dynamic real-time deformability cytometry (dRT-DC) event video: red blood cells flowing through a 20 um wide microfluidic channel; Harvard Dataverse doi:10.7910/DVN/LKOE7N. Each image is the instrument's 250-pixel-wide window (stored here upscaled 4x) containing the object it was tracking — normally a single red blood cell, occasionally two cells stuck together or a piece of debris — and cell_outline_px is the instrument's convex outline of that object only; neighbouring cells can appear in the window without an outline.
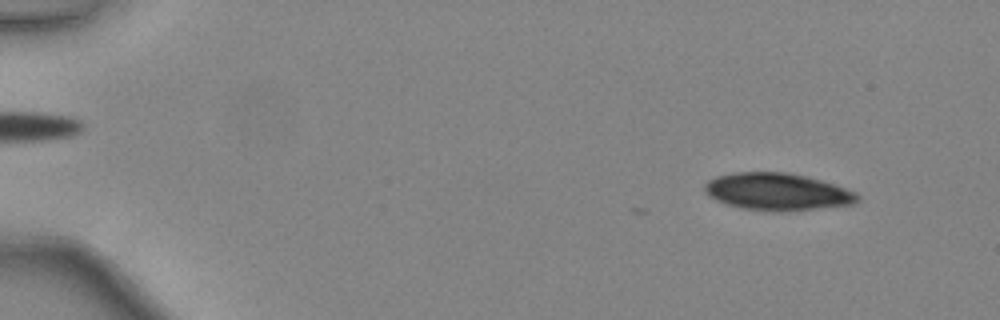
{"species": "common noctule bat (a hibernating species)", "species_latin": "Nyctalus noctula", "temperature_condition": "warm", "stored_images_in_passage": 15, "camera_frame_rate_fps": 3000, "um_per_image_px": 0.085, "animal": {"sex": "female", "body_mass_g": 24.6, "forearm_length_mm": 56.2}, "frame": {"image": 1, "passage_image": 2, "time_ms": 0.333, "image_size_px": [1000, 320], "cell_outline_px": [[860, 200], [852, 204], [812, 208], [744, 208], [728, 204], [716, 200], [708, 196], [704, 192], [704, 184], [708, 180], [716, 176], [732, 172], [788, 172], [820, 180], [856, 192], [860, 196]], "centroid_in_image_um": [66.01, 16.23], "position_along_channel_um": 19.0, "area_um2": 31.85}}
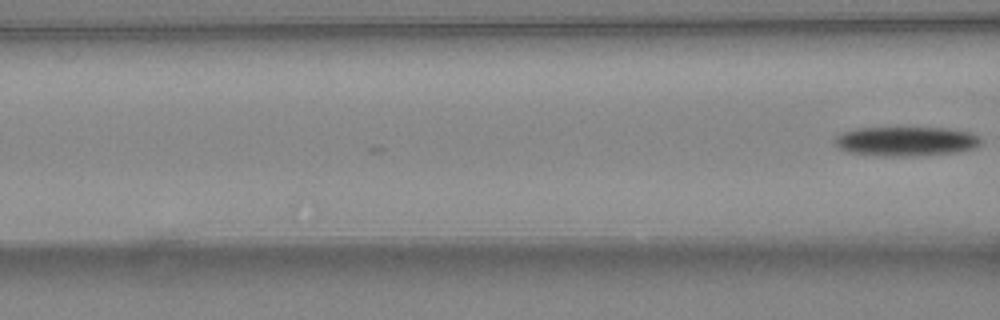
{"frame": {"image": 2, "passage_image": 15, "time_ms": 4.667, "image_size_px": [1000, 320], "cell_outline_px": [[984, 140], [976, 148], [956, 152], [912, 156], [884, 156], [848, 152], [840, 148], [832, 140], [836, 136], [844, 132], [856, 128], [948, 128], [968, 132]], "centroid_in_image_um": [77.01, 12.01], "position_along_channel_um": 89.6, "area_um2": 24.97}}